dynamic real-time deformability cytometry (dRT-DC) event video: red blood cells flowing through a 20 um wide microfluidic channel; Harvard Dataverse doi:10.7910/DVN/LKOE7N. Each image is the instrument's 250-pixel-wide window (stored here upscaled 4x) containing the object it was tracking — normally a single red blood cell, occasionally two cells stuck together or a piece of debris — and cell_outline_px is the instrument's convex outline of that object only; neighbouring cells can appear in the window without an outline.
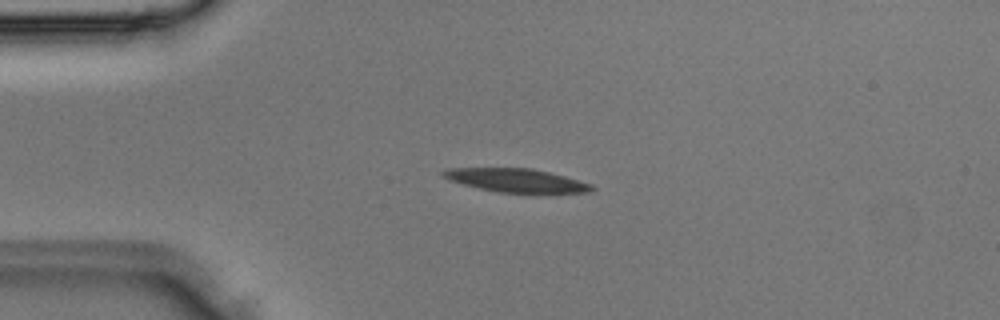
{"species": "Egyptian fruit bat (a non-hibernating species)", "species_latin": "Rousettus aegyptiacus", "temperature_condition": "room temperature", "stored_images_in_passage": 1, "camera_frame_rate_fps": 3000, "um_per_image_px": 0.085, "animal": {"sex": "male"}, "frame": {"image": 1, "passage_image": 1, "time_ms": 0.0, "image_size_px": [1000, 320], "cell_outline_px": [[596, 188], [592, 192], [500, 192], [480, 188], [464, 184], [452, 180], [444, 176], [440, 172], [448, 168], [532, 168], [564, 176], [592, 184]], "centroid_in_image_um": [43.91, 15.32], "position_along_channel_um": 41.1, "area_um2": 19.83}}